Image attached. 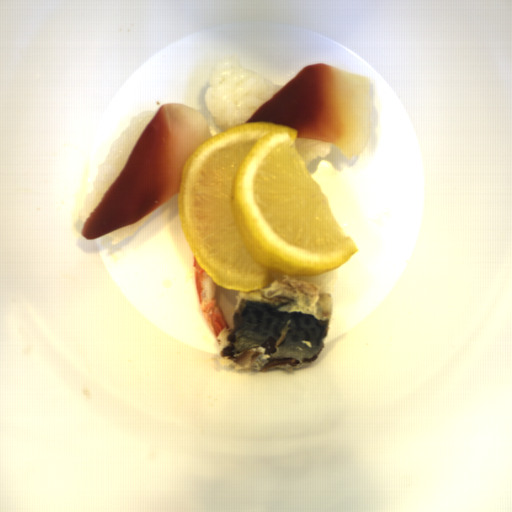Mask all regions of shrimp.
<instances>
[{
	"mask_svg": "<svg viewBox=\"0 0 512 512\" xmlns=\"http://www.w3.org/2000/svg\"><path fill=\"white\" fill-rule=\"evenodd\" d=\"M193 265L201 312L208 329L217 338L221 330L230 329L226 316L216 297L217 283L199 265L194 256Z\"/></svg>",
	"mask_w": 512,
	"mask_h": 512,
	"instance_id": "shrimp-1",
	"label": "shrimp"
}]
</instances>
